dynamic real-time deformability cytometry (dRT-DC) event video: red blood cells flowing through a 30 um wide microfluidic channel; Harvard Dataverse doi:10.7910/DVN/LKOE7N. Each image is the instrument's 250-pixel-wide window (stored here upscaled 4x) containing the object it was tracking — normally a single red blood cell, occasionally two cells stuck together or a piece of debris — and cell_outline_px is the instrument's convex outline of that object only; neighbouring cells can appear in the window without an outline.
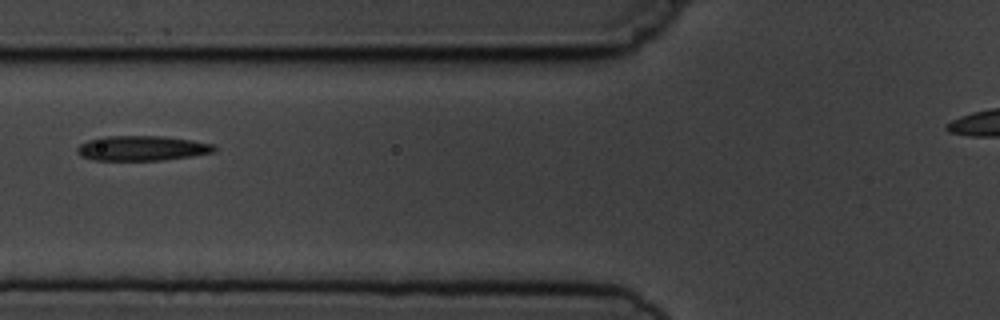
{"species": "common noctule bat (a hibernating species)", "species_latin": "Nyctalus noctula", "temperature_condition": "cold", "stored_images_in_passage": 6, "camera_frame_rate_fps": 3000, "um_per_image_px": 0.085, "animal": {"sex": "male", "body_mass_g": 19.5, "forearm_length_mm": 54.6}, "frame": {"image": 1, "passage_image": 6, "time_ms": 6.333, "image_size_px": [1000, 320], "cell_outline_px": [[216, 152], [192, 156], [160, 160], [96, 160], [80, 156], [76, 152], [76, 148], [80, 144], [88, 140], [100, 136], [164, 136], [192, 140], [216, 144]], "centroid_in_image_um": [12.08, 12.59], "position_along_channel_um": 113.7, "area_um2": 20.11}}